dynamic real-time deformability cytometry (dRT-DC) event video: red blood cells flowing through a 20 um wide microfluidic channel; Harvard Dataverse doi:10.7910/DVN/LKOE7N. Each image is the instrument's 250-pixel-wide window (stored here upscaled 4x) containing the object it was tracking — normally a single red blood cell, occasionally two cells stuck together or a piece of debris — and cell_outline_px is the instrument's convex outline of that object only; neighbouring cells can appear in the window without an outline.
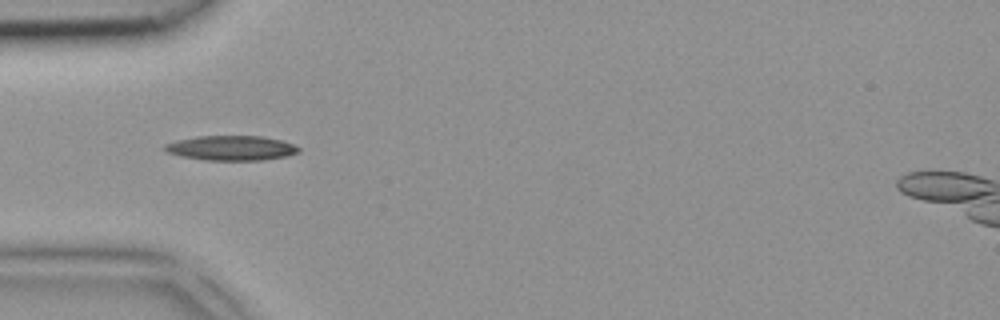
{"species": "common noctule bat (a hibernating species)", "species_latin": "Nyctalus noctula", "temperature_condition": "room temperature", "stored_images_in_passage": 4, "camera_frame_rate_fps": 3000, "um_per_image_px": 0.085, "animal": {"sex": "female", "body_mass_g": 18.4}, "frame": {"image": 1, "passage_image": 4, "time_ms": 1.0, "image_size_px": [1000, 320], "cell_outline_px": [[300, 152], [288, 156], [260, 160], [204, 160], [180, 156], [168, 152], [164, 148], [164, 144], [176, 140], [196, 136], [260, 136], [284, 140], [300, 148]], "centroid_in_image_um": [19.67, 12.58], "position_along_channel_um": 65.3, "area_um2": 19.42}}